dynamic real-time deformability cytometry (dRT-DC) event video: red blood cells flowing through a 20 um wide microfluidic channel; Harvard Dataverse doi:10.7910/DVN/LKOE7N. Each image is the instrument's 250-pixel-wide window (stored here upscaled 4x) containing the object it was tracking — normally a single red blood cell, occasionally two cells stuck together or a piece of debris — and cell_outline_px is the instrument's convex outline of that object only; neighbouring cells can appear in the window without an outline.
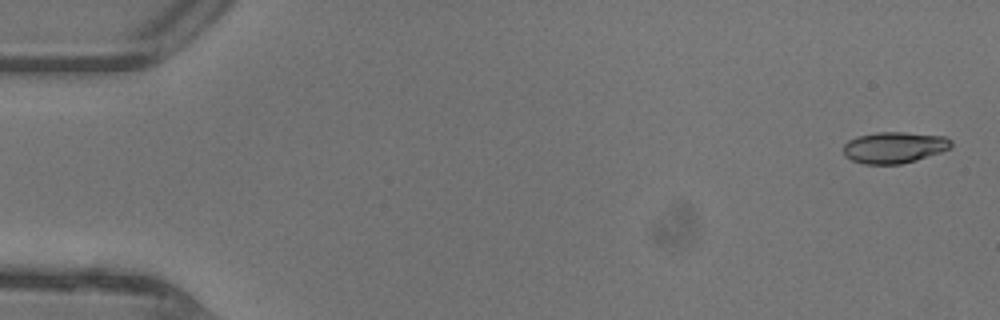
{"species": "common noctule bat (a hibernating species)", "species_latin": "Nyctalus noctula", "temperature_condition": "warm", "stored_images_in_passage": 46, "camera_frame_rate_fps": 3000, "um_per_image_px": 0.085, "animal": {"sex": "female"}, "frame": {"image": 1, "passage_image": 1, "time_ms": 0.0, "image_size_px": [1000, 320], "cell_outline_px": [[952, 144], [948, 148], [940, 152], [916, 160], [900, 164], [864, 164], [852, 160], [844, 156], [844, 144], [848, 140], [856, 136], [876, 132], [904, 132], [944, 136], [952, 140]], "centroid_in_image_um": [75.98, 12.53], "position_along_channel_um": 9.0, "area_um2": 19.65}}
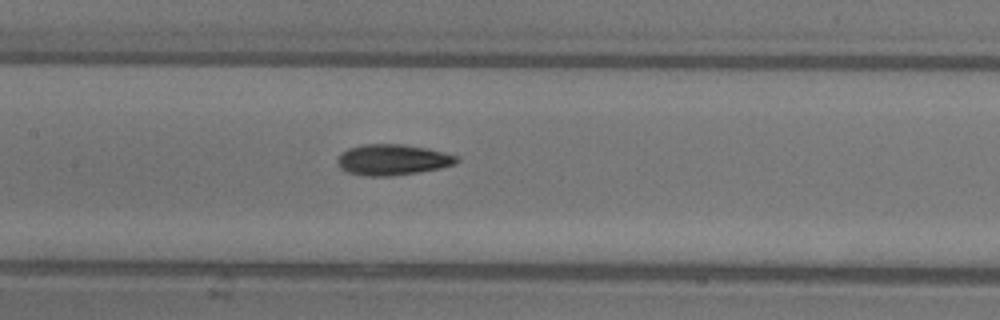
{"frame": {"image": 2, "passage_image": 22, "time_ms": 7.0, "image_size_px": [1000, 320], "cell_outline_px": [[460, 160], [456, 164], [440, 168], [420, 172], [392, 176], [364, 176], [348, 172], [340, 168], [336, 164], [336, 160], [340, 152], [348, 148], [364, 144], [404, 144], [428, 148], [460, 156]], "centroid_in_image_um": [33.37, 13.57], "position_along_channel_um": 174.0, "area_um2": 21.85}}
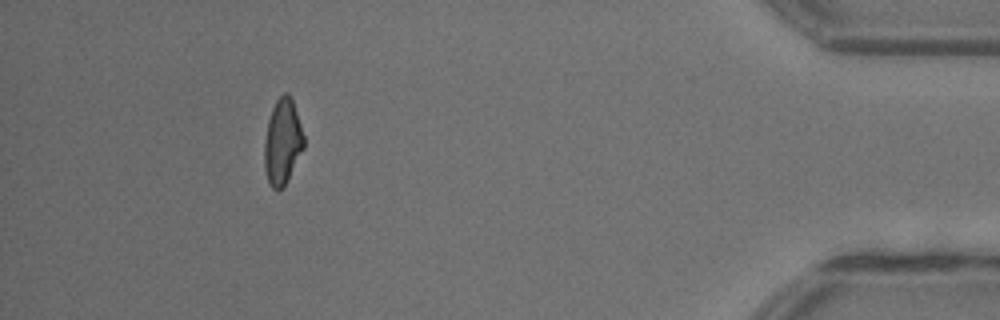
{"frame": {"image": 3, "passage_image": 42, "time_ms": 13.667, "image_size_px": [1000, 320], "cell_outline_px": [[304, 148], [284, 188], [272, 188], [268, 184], [264, 168], [264, 140], [268, 120], [272, 108], [276, 100], [284, 92], [288, 92], [292, 100], [304, 136]], "centroid_in_image_um": [24.0, 12.08], "position_along_channel_um": 411.2, "area_um2": 19.77}, "authors_computed_cell_mechanics": {"area_um2": 20.2878, "velocity_mm_per_s": 4.4649, "shape_relaxation_time_tau1_ms": 5.6103, "shape_relaxation_time_tau2_ms": 3.1101, "deformation_change_tau1": 0.1851, "deformation_change_tau2": 0.1025}}